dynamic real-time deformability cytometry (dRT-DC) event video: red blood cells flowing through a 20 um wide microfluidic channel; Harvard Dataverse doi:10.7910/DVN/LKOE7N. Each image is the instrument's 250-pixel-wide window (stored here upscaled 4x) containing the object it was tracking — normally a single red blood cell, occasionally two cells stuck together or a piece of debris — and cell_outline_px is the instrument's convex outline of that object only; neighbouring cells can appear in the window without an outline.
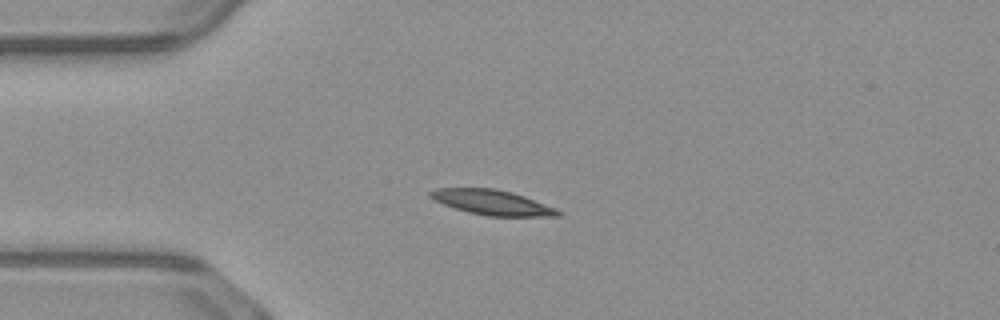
{"species": "common noctule bat (a hibernating species)", "species_latin": "Nyctalus noctula", "temperature_condition": "warm", "stored_images_in_passage": 2, "camera_frame_rate_fps": 3000, "um_per_image_px": 0.085, "animal": {"sex": "male", "body_mass_g": 23.1, "forearm_length_mm": 52.7}, "frame": {"image": 1, "passage_image": 1, "time_ms": 0.0, "image_size_px": [1000, 320], "cell_outline_px": [[564, 212], [560, 216], [488, 216], [468, 212], [444, 204], [428, 196], [428, 192], [436, 188], [496, 188], [512, 192], [524, 196], [556, 208]], "centroid_in_image_um": [41.86, 17.2], "position_along_channel_um": 43.1, "area_um2": 18.55}}